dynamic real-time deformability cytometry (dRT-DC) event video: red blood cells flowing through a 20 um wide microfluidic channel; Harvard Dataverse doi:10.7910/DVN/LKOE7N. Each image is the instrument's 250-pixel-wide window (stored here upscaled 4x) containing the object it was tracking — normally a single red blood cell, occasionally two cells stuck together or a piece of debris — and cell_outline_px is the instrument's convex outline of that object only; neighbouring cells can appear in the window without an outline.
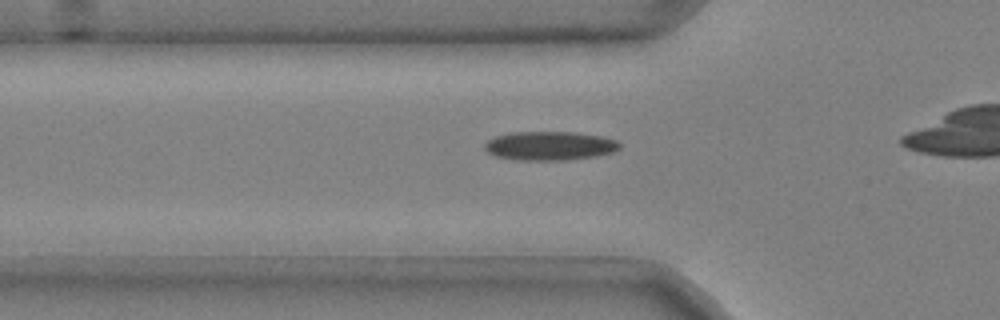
{"species": "common noctule bat (a hibernating species)", "species_latin": "Nyctalus noctula", "temperature_condition": "cold", "stored_images_in_passage": 39, "camera_frame_rate_fps": 3000, "um_per_image_px": 0.085, "animal": {"sex": "male", "body_mass_g": 20.4}, "frame": {"image": 1, "passage_image": 13, "time_ms": 4.0, "image_size_px": [1000, 320], "cell_outline_px": [[620, 148], [612, 152], [596, 156], [564, 160], [516, 160], [496, 156], [488, 152], [484, 148], [484, 144], [488, 140], [496, 136], [512, 132], [572, 132], [600, 136], [616, 140], [620, 144]], "centroid_in_image_um": [46.7, 12.39], "position_along_channel_um": 79.1, "area_um2": 22.6}}
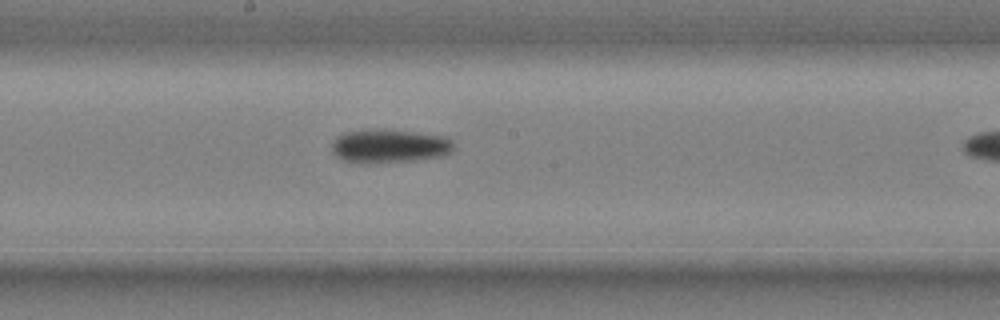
{"frame": {"image": 2, "passage_image": 24, "time_ms": 7.667, "image_size_px": [1000, 320], "cell_outline_px": [[456, 144], [452, 152], [444, 156], [412, 160], [368, 164], [344, 160], [336, 156], [332, 152], [332, 140], [336, 136], [344, 132], [364, 128], [372, 128], [416, 132], [444, 136], [452, 140]], "centroid_in_image_um": [33.08, 12.4], "position_along_channel_um": 215.1, "area_um2": 24.45}}
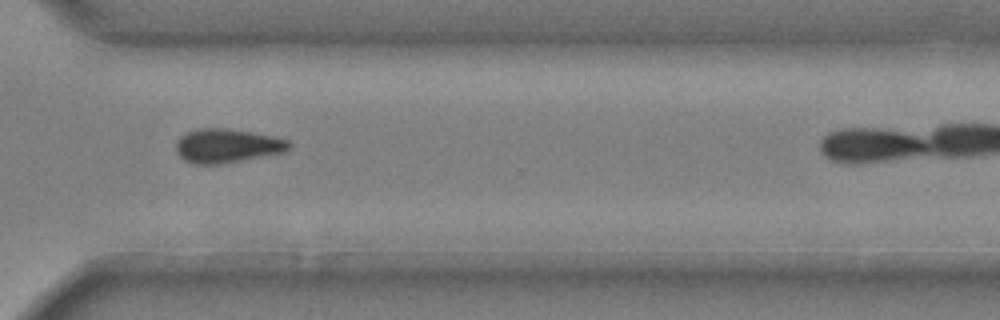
{"frame": {"image": 3, "passage_image": 35, "time_ms": 11.333, "image_size_px": [1000, 320], "cell_outline_px": [[292, 144], [288, 152], [220, 164], [192, 164], [184, 160], [176, 152], [176, 144], [180, 136], [188, 132], [200, 128], [224, 128], [252, 132], [272, 136], [288, 140]], "centroid_in_image_um": [19.33, 12.4], "position_along_channel_um": 351.3, "area_um2": 22.48}}